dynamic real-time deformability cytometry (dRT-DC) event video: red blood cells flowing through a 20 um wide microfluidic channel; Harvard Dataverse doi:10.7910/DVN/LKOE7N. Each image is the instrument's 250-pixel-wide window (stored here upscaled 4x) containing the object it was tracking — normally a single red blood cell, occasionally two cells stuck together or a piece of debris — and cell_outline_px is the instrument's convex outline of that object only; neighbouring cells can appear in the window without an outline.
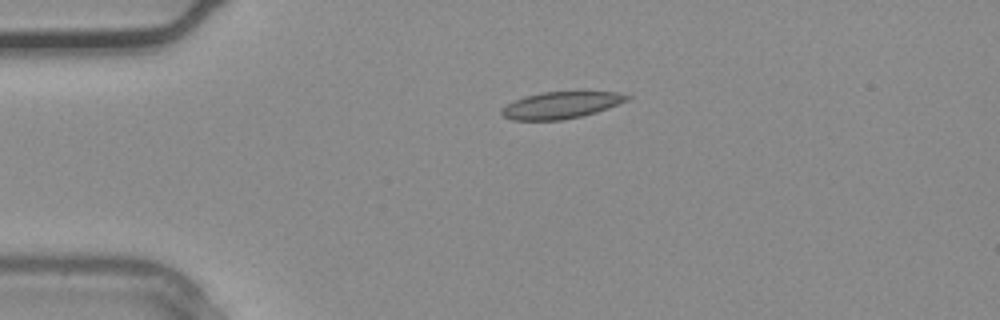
{"species": "common noctule bat (a hibernating species)", "species_latin": "Nyctalus noctula", "temperature_condition": "warm", "stored_images_in_passage": 29, "camera_frame_rate_fps": 3000, "um_per_image_px": 0.085, "animal": {"sex": "male", "body_mass_g": 20.4}, "frame": {"image": 1, "passage_image": 1, "time_ms": 0.0, "image_size_px": [1000, 320], "cell_outline_px": [[632, 96], [628, 100], [608, 108], [584, 116], [564, 120], [512, 120], [504, 116], [500, 112], [500, 108], [524, 96], [540, 92], [616, 92]], "centroid_in_image_um": [47.67, 8.94], "position_along_channel_um": 37.3, "area_um2": 19.59}}
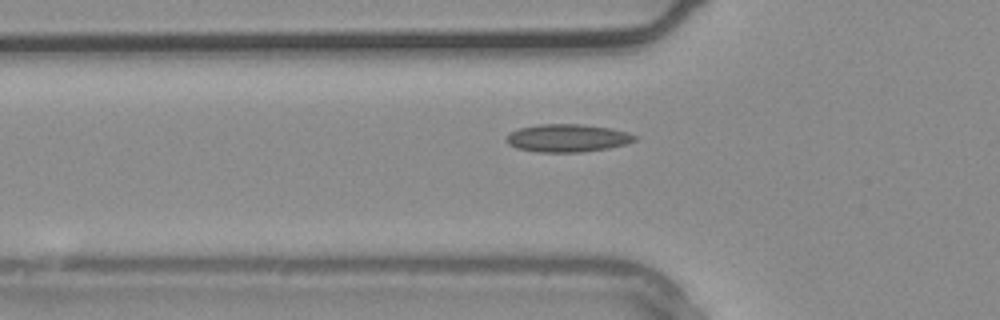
{"frame": {"image": 2, "passage_image": 5, "time_ms": 1.333, "image_size_px": [1000, 320], "cell_outline_px": [[636, 140], [624, 144], [608, 148], [580, 152], [536, 152], [516, 148], [508, 144], [508, 136], [512, 132], [520, 128], [540, 124], [580, 124], [608, 128], [628, 132], [636, 136]], "centroid_in_image_um": [48.23, 11.74], "position_along_channel_um": 77.6, "area_um2": 20.52}}